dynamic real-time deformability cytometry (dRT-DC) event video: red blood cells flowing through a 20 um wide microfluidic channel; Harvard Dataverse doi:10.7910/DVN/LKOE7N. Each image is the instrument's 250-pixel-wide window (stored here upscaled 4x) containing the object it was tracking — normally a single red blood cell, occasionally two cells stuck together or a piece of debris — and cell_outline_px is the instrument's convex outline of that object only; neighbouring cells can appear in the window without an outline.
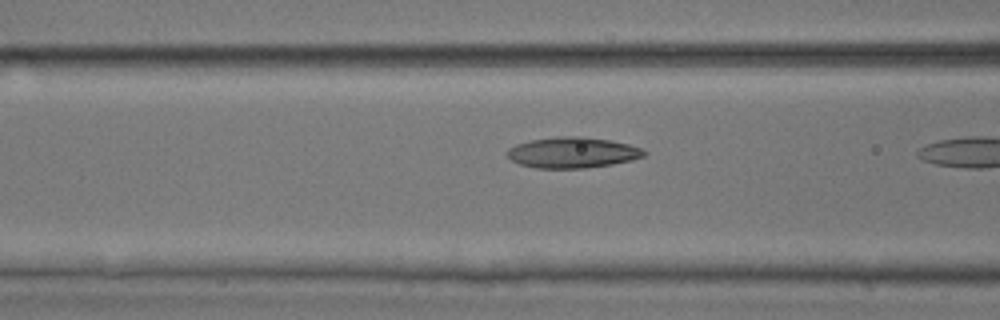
{"species": "common noctule bat (a hibernating species)", "species_latin": "Nyctalus noctula", "temperature_condition": "room temperature", "stored_images_in_passage": 4, "camera_frame_rate_fps": 3000, "um_per_image_px": 0.085, "animal": {"sex": "male", "body_mass_g": 17.9, "forearm_length_mm": 54.2}, "frame": {"image": 1, "passage_image": 3, "time_ms": 0.667, "image_size_px": [1000, 320], "cell_outline_px": [[648, 152], [644, 156], [632, 160], [612, 164], [584, 168], [536, 168], [520, 164], [512, 160], [504, 152], [508, 148], [516, 144], [532, 140], [556, 136], [584, 136], [608, 140], [628, 144], [644, 148]], "centroid_in_image_um": [48.67, 12.96], "position_along_channel_um": 117.9, "area_um2": 24.68}}